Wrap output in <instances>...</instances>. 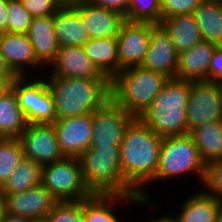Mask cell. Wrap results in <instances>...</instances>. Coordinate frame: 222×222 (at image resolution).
I'll return each instance as SVG.
<instances>
[{
  "label": "cell",
  "mask_w": 222,
  "mask_h": 222,
  "mask_svg": "<svg viewBox=\"0 0 222 222\" xmlns=\"http://www.w3.org/2000/svg\"><path fill=\"white\" fill-rule=\"evenodd\" d=\"M161 142V136L136 118L127 128L119 146L123 177L140 200H153L144 187L155 178Z\"/></svg>",
  "instance_id": "obj_1"
},
{
  "label": "cell",
  "mask_w": 222,
  "mask_h": 222,
  "mask_svg": "<svg viewBox=\"0 0 222 222\" xmlns=\"http://www.w3.org/2000/svg\"><path fill=\"white\" fill-rule=\"evenodd\" d=\"M46 217L49 222H85L82 201L58 202Z\"/></svg>",
  "instance_id": "obj_33"
},
{
  "label": "cell",
  "mask_w": 222,
  "mask_h": 222,
  "mask_svg": "<svg viewBox=\"0 0 222 222\" xmlns=\"http://www.w3.org/2000/svg\"><path fill=\"white\" fill-rule=\"evenodd\" d=\"M204 173L205 163L189 134L162 137L156 175L150 183L193 174L202 184Z\"/></svg>",
  "instance_id": "obj_6"
},
{
  "label": "cell",
  "mask_w": 222,
  "mask_h": 222,
  "mask_svg": "<svg viewBox=\"0 0 222 222\" xmlns=\"http://www.w3.org/2000/svg\"><path fill=\"white\" fill-rule=\"evenodd\" d=\"M15 79H2L0 78V96L10 89V85Z\"/></svg>",
  "instance_id": "obj_42"
},
{
  "label": "cell",
  "mask_w": 222,
  "mask_h": 222,
  "mask_svg": "<svg viewBox=\"0 0 222 222\" xmlns=\"http://www.w3.org/2000/svg\"><path fill=\"white\" fill-rule=\"evenodd\" d=\"M221 203L200 189L184 200L178 216L171 217L175 222H217Z\"/></svg>",
  "instance_id": "obj_23"
},
{
  "label": "cell",
  "mask_w": 222,
  "mask_h": 222,
  "mask_svg": "<svg viewBox=\"0 0 222 222\" xmlns=\"http://www.w3.org/2000/svg\"><path fill=\"white\" fill-rule=\"evenodd\" d=\"M193 15L202 40L222 45V0H204Z\"/></svg>",
  "instance_id": "obj_26"
},
{
  "label": "cell",
  "mask_w": 222,
  "mask_h": 222,
  "mask_svg": "<svg viewBox=\"0 0 222 222\" xmlns=\"http://www.w3.org/2000/svg\"><path fill=\"white\" fill-rule=\"evenodd\" d=\"M160 25L170 35L178 54L187 51L202 41L200 30L193 14L175 15L163 19Z\"/></svg>",
  "instance_id": "obj_25"
},
{
  "label": "cell",
  "mask_w": 222,
  "mask_h": 222,
  "mask_svg": "<svg viewBox=\"0 0 222 222\" xmlns=\"http://www.w3.org/2000/svg\"><path fill=\"white\" fill-rule=\"evenodd\" d=\"M150 222H175L174 219L171 217V215L168 213V216L167 215H163L155 220H152Z\"/></svg>",
  "instance_id": "obj_44"
},
{
  "label": "cell",
  "mask_w": 222,
  "mask_h": 222,
  "mask_svg": "<svg viewBox=\"0 0 222 222\" xmlns=\"http://www.w3.org/2000/svg\"><path fill=\"white\" fill-rule=\"evenodd\" d=\"M78 159L85 183L93 194L138 196L123 177L120 147L88 148Z\"/></svg>",
  "instance_id": "obj_5"
},
{
  "label": "cell",
  "mask_w": 222,
  "mask_h": 222,
  "mask_svg": "<svg viewBox=\"0 0 222 222\" xmlns=\"http://www.w3.org/2000/svg\"><path fill=\"white\" fill-rule=\"evenodd\" d=\"M92 4L104 9H109L120 13L124 17L128 12L130 0H88Z\"/></svg>",
  "instance_id": "obj_38"
},
{
  "label": "cell",
  "mask_w": 222,
  "mask_h": 222,
  "mask_svg": "<svg viewBox=\"0 0 222 222\" xmlns=\"http://www.w3.org/2000/svg\"><path fill=\"white\" fill-rule=\"evenodd\" d=\"M81 16L83 25L90 39L117 36L122 23L123 15L118 12L95 6L88 0H67Z\"/></svg>",
  "instance_id": "obj_16"
},
{
  "label": "cell",
  "mask_w": 222,
  "mask_h": 222,
  "mask_svg": "<svg viewBox=\"0 0 222 222\" xmlns=\"http://www.w3.org/2000/svg\"><path fill=\"white\" fill-rule=\"evenodd\" d=\"M208 82L222 84V45L216 47L208 68Z\"/></svg>",
  "instance_id": "obj_37"
},
{
  "label": "cell",
  "mask_w": 222,
  "mask_h": 222,
  "mask_svg": "<svg viewBox=\"0 0 222 222\" xmlns=\"http://www.w3.org/2000/svg\"><path fill=\"white\" fill-rule=\"evenodd\" d=\"M9 0H0V32L6 33L8 28Z\"/></svg>",
  "instance_id": "obj_39"
},
{
  "label": "cell",
  "mask_w": 222,
  "mask_h": 222,
  "mask_svg": "<svg viewBox=\"0 0 222 222\" xmlns=\"http://www.w3.org/2000/svg\"><path fill=\"white\" fill-rule=\"evenodd\" d=\"M168 80L161 73L142 66L121 70L111 81V98L126 112L139 118L152 104Z\"/></svg>",
  "instance_id": "obj_4"
},
{
  "label": "cell",
  "mask_w": 222,
  "mask_h": 222,
  "mask_svg": "<svg viewBox=\"0 0 222 222\" xmlns=\"http://www.w3.org/2000/svg\"><path fill=\"white\" fill-rule=\"evenodd\" d=\"M222 120V84L192 81L187 103V134L203 124Z\"/></svg>",
  "instance_id": "obj_10"
},
{
  "label": "cell",
  "mask_w": 222,
  "mask_h": 222,
  "mask_svg": "<svg viewBox=\"0 0 222 222\" xmlns=\"http://www.w3.org/2000/svg\"><path fill=\"white\" fill-rule=\"evenodd\" d=\"M17 75L11 70L5 58L0 53V78L2 79H15Z\"/></svg>",
  "instance_id": "obj_40"
},
{
  "label": "cell",
  "mask_w": 222,
  "mask_h": 222,
  "mask_svg": "<svg viewBox=\"0 0 222 222\" xmlns=\"http://www.w3.org/2000/svg\"><path fill=\"white\" fill-rule=\"evenodd\" d=\"M32 18L21 0H9L7 32L26 34L31 25Z\"/></svg>",
  "instance_id": "obj_34"
},
{
  "label": "cell",
  "mask_w": 222,
  "mask_h": 222,
  "mask_svg": "<svg viewBox=\"0 0 222 222\" xmlns=\"http://www.w3.org/2000/svg\"><path fill=\"white\" fill-rule=\"evenodd\" d=\"M0 53L17 76H27L28 68H36V71L38 67L41 70L45 68L35 56L30 39L25 33H3Z\"/></svg>",
  "instance_id": "obj_18"
},
{
  "label": "cell",
  "mask_w": 222,
  "mask_h": 222,
  "mask_svg": "<svg viewBox=\"0 0 222 222\" xmlns=\"http://www.w3.org/2000/svg\"><path fill=\"white\" fill-rule=\"evenodd\" d=\"M202 161L222 160V120L203 124L189 132Z\"/></svg>",
  "instance_id": "obj_27"
},
{
  "label": "cell",
  "mask_w": 222,
  "mask_h": 222,
  "mask_svg": "<svg viewBox=\"0 0 222 222\" xmlns=\"http://www.w3.org/2000/svg\"><path fill=\"white\" fill-rule=\"evenodd\" d=\"M25 158L32 159L41 166L62 160L53 124H28L20 135Z\"/></svg>",
  "instance_id": "obj_11"
},
{
  "label": "cell",
  "mask_w": 222,
  "mask_h": 222,
  "mask_svg": "<svg viewBox=\"0 0 222 222\" xmlns=\"http://www.w3.org/2000/svg\"><path fill=\"white\" fill-rule=\"evenodd\" d=\"M204 0H161L162 20L175 15L193 14Z\"/></svg>",
  "instance_id": "obj_35"
},
{
  "label": "cell",
  "mask_w": 222,
  "mask_h": 222,
  "mask_svg": "<svg viewBox=\"0 0 222 222\" xmlns=\"http://www.w3.org/2000/svg\"><path fill=\"white\" fill-rule=\"evenodd\" d=\"M41 184L59 202L82 201L92 196L83 178L80 161L75 157L42 166Z\"/></svg>",
  "instance_id": "obj_7"
},
{
  "label": "cell",
  "mask_w": 222,
  "mask_h": 222,
  "mask_svg": "<svg viewBox=\"0 0 222 222\" xmlns=\"http://www.w3.org/2000/svg\"><path fill=\"white\" fill-rule=\"evenodd\" d=\"M28 76H17L10 85L17 96L18 105L28 124H53L56 113L47 79L38 76L31 80Z\"/></svg>",
  "instance_id": "obj_8"
},
{
  "label": "cell",
  "mask_w": 222,
  "mask_h": 222,
  "mask_svg": "<svg viewBox=\"0 0 222 222\" xmlns=\"http://www.w3.org/2000/svg\"><path fill=\"white\" fill-rule=\"evenodd\" d=\"M179 54L170 35L161 25L150 24V40L143 68L161 73L168 79L176 78Z\"/></svg>",
  "instance_id": "obj_14"
},
{
  "label": "cell",
  "mask_w": 222,
  "mask_h": 222,
  "mask_svg": "<svg viewBox=\"0 0 222 222\" xmlns=\"http://www.w3.org/2000/svg\"><path fill=\"white\" fill-rule=\"evenodd\" d=\"M32 17L53 15L67 0H21Z\"/></svg>",
  "instance_id": "obj_36"
},
{
  "label": "cell",
  "mask_w": 222,
  "mask_h": 222,
  "mask_svg": "<svg viewBox=\"0 0 222 222\" xmlns=\"http://www.w3.org/2000/svg\"><path fill=\"white\" fill-rule=\"evenodd\" d=\"M42 166L32 159L23 158L13 174L2 186L4 194L28 191L41 184Z\"/></svg>",
  "instance_id": "obj_29"
},
{
  "label": "cell",
  "mask_w": 222,
  "mask_h": 222,
  "mask_svg": "<svg viewBox=\"0 0 222 222\" xmlns=\"http://www.w3.org/2000/svg\"><path fill=\"white\" fill-rule=\"evenodd\" d=\"M129 22L160 25L162 22L161 0H130L124 17Z\"/></svg>",
  "instance_id": "obj_31"
},
{
  "label": "cell",
  "mask_w": 222,
  "mask_h": 222,
  "mask_svg": "<svg viewBox=\"0 0 222 222\" xmlns=\"http://www.w3.org/2000/svg\"><path fill=\"white\" fill-rule=\"evenodd\" d=\"M30 222H49L47 217L30 219Z\"/></svg>",
  "instance_id": "obj_45"
},
{
  "label": "cell",
  "mask_w": 222,
  "mask_h": 222,
  "mask_svg": "<svg viewBox=\"0 0 222 222\" xmlns=\"http://www.w3.org/2000/svg\"><path fill=\"white\" fill-rule=\"evenodd\" d=\"M0 222H30V219L18 215H11L5 212L0 218Z\"/></svg>",
  "instance_id": "obj_41"
},
{
  "label": "cell",
  "mask_w": 222,
  "mask_h": 222,
  "mask_svg": "<svg viewBox=\"0 0 222 222\" xmlns=\"http://www.w3.org/2000/svg\"><path fill=\"white\" fill-rule=\"evenodd\" d=\"M53 127L64 157L79 158L90 147L93 133L92 113L56 120Z\"/></svg>",
  "instance_id": "obj_12"
},
{
  "label": "cell",
  "mask_w": 222,
  "mask_h": 222,
  "mask_svg": "<svg viewBox=\"0 0 222 222\" xmlns=\"http://www.w3.org/2000/svg\"><path fill=\"white\" fill-rule=\"evenodd\" d=\"M93 133L89 148L119 147L127 128L136 119L112 98L92 113Z\"/></svg>",
  "instance_id": "obj_9"
},
{
  "label": "cell",
  "mask_w": 222,
  "mask_h": 222,
  "mask_svg": "<svg viewBox=\"0 0 222 222\" xmlns=\"http://www.w3.org/2000/svg\"><path fill=\"white\" fill-rule=\"evenodd\" d=\"M201 186L204 193L222 201V160H214L205 164Z\"/></svg>",
  "instance_id": "obj_32"
},
{
  "label": "cell",
  "mask_w": 222,
  "mask_h": 222,
  "mask_svg": "<svg viewBox=\"0 0 222 222\" xmlns=\"http://www.w3.org/2000/svg\"><path fill=\"white\" fill-rule=\"evenodd\" d=\"M217 222H222V203H221V207H220V210H219Z\"/></svg>",
  "instance_id": "obj_46"
},
{
  "label": "cell",
  "mask_w": 222,
  "mask_h": 222,
  "mask_svg": "<svg viewBox=\"0 0 222 222\" xmlns=\"http://www.w3.org/2000/svg\"><path fill=\"white\" fill-rule=\"evenodd\" d=\"M192 81L168 79L139 119L161 137L187 134V103Z\"/></svg>",
  "instance_id": "obj_3"
},
{
  "label": "cell",
  "mask_w": 222,
  "mask_h": 222,
  "mask_svg": "<svg viewBox=\"0 0 222 222\" xmlns=\"http://www.w3.org/2000/svg\"><path fill=\"white\" fill-rule=\"evenodd\" d=\"M56 120L93 113L111 98L109 79L47 77Z\"/></svg>",
  "instance_id": "obj_2"
},
{
  "label": "cell",
  "mask_w": 222,
  "mask_h": 222,
  "mask_svg": "<svg viewBox=\"0 0 222 222\" xmlns=\"http://www.w3.org/2000/svg\"><path fill=\"white\" fill-rule=\"evenodd\" d=\"M28 122L17 103V96L10 88L0 96V137L19 138Z\"/></svg>",
  "instance_id": "obj_28"
},
{
  "label": "cell",
  "mask_w": 222,
  "mask_h": 222,
  "mask_svg": "<svg viewBox=\"0 0 222 222\" xmlns=\"http://www.w3.org/2000/svg\"><path fill=\"white\" fill-rule=\"evenodd\" d=\"M26 34L38 61L44 67H48L55 60L59 50L54 31L53 15L33 17Z\"/></svg>",
  "instance_id": "obj_22"
},
{
  "label": "cell",
  "mask_w": 222,
  "mask_h": 222,
  "mask_svg": "<svg viewBox=\"0 0 222 222\" xmlns=\"http://www.w3.org/2000/svg\"><path fill=\"white\" fill-rule=\"evenodd\" d=\"M82 47L97 69L110 81L119 73L116 36L89 39Z\"/></svg>",
  "instance_id": "obj_24"
},
{
  "label": "cell",
  "mask_w": 222,
  "mask_h": 222,
  "mask_svg": "<svg viewBox=\"0 0 222 222\" xmlns=\"http://www.w3.org/2000/svg\"><path fill=\"white\" fill-rule=\"evenodd\" d=\"M125 202H124V201ZM124 204L130 202L132 204L141 205L143 204L150 205L152 208L151 201H143L139 199V196H127V195H118V194H93L87 199L82 200V212L85 222H120L114 213L116 210V204ZM124 202V203H123ZM116 205V207L114 206Z\"/></svg>",
  "instance_id": "obj_19"
},
{
  "label": "cell",
  "mask_w": 222,
  "mask_h": 222,
  "mask_svg": "<svg viewBox=\"0 0 222 222\" xmlns=\"http://www.w3.org/2000/svg\"><path fill=\"white\" fill-rule=\"evenodd\" d=\"M59 201L42 184L21 193L5 194V212L29 219L46 217Z\"/></svg>",
  "instance_id": "obj_17"
},
{
  "label": "cell",
  "mask_w": 222,
  "mask_h": 222,
  "mask_svg": "<svg viewBox=\"0 0 222 222\" xmlns=\"http://www.w3.org/2000/svg\"><path fill=\"white\" fill-rule=\"evenodd\" d=\"M19 138L0 137V186L2 187L24 158Z\"/></svg>",
  "instance_id": "obj_30"
},
{
  "label": "cell",
  "mask_w": 222,
  "mask_h": 222,
  "mask_svg": "<svg viewBox=\"0 0 222 222\" xmlns=\"http://www.w3.org/2000/svg\"><path fill=\"white\" fill-rule=\"evenodd\" d=\"M53 24L59 48L83 46L90 39L81 16L68 1L53 14Z\"/></svg>",
  "instance_id": "obj_21"
},
{
  "label": "cell",
  "mask_w": 222,
  "mask_h": 222,
  "mask_svg": "<svg viewBox=\"0 0 222 222\" xmlns=\"http://www.w3.org/2000/svg\"><path fill=\"white\" fill-rule=\"evenodd\" d=\"M48 67V77L108 79L97 69L82 46L60 47Z\"/></svg>",
  "instance_id": "obj_15"
},
{
  "label": "cell",
  "mask_w": 222,
  "mask_h": 222,
  "mask_svg": "<svg viewBox=\"0 0 222 222\" xmlns=\"http://www.w3.org/2000/svg\"><path fill=\"white\" fill-rule=\"evenodd\" d=\"M5 194L2 191V187L0 186V218L3 216L5 213Z\"/></svg>",
  "instance_id": "obj_43"
},
{
  "label": "cell",
  "mask_w": 222,
  "mask_h": 222,
  "mask_svg": "<svg viewBox=\"0 0 222 222\" xmlns=\"http://www.w3.org/2000/svg\"><path fill=\"white\" fill-rule=\"evenodd\" d=\"M116 38L119 72L129 67L141 66L148 51L150 24L125 20Z\"/></svg>",
  "instance_id": "obj_13"
},
{
  "label": "cell",
  "mask_w": 222,
  "mask_h": 222,
  "mask_svg": "<svg viewBox=\"0 0 222 222\" xmlns=\"http://www.w3.org/2000/svg\"><path fill=\"white\" fill-rule=\"evenodd\" d=\"M218 45L201 41L179 54L176 79L208 81V68Z\"/></svg>",
  "instance_id": "obj_20"
}]
</instances>
